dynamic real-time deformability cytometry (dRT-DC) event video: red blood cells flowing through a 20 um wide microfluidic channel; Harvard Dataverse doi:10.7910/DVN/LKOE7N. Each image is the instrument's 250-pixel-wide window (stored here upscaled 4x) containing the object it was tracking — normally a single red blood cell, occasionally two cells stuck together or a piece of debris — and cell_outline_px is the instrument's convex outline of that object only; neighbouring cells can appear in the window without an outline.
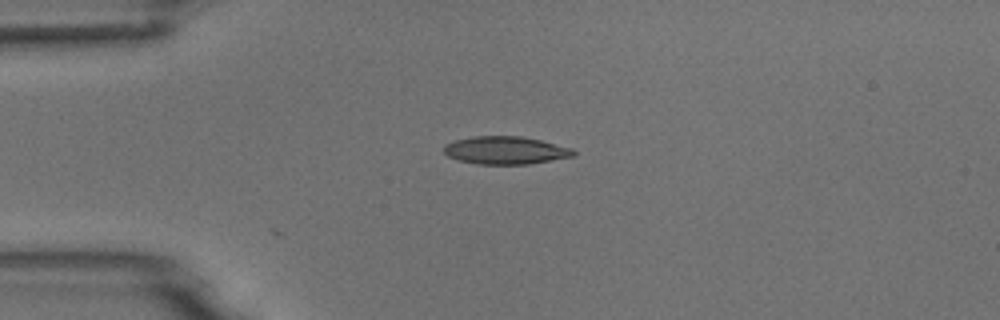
{"species": "common noctule bat (a hibernating species)", "species_latin": "Nyctalus noctula", "temperature_condition": "room temperature", "stored_images_in_passage": 5, "camera_frame_rate_fps": 3000, "um_per_image_px": 0.085, "animal": {"sex": "male", "body_mass_g": 18.8}, "frame": {"image": 1, "passage_image": 1, "time_ms": 0.0, "image_size_px": [1000, 320], "cell_outline_px": [[576, 152], [572, 156], [528, 164], [480, 164], [460, 160], [448, 156], [444, 152], [444, 144], [456, 140], [472, 136], [520, 136], [540, 140], [572, 148]], "centroid_in_image_um": [42.95, 12.77], "position_along_channel_um": 42.1, "area_um2": 20.75}}